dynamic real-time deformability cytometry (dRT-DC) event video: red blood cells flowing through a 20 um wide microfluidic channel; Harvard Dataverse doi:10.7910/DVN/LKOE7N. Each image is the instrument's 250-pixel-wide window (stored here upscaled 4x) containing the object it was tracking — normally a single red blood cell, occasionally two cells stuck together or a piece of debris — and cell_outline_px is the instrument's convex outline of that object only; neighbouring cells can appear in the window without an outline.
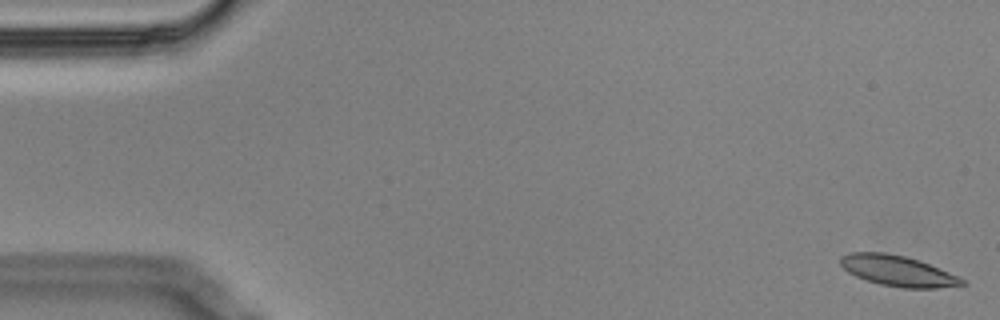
{"species": "Egyptian fruit bat (a non-hibernating species)", "species_latin": "Rousettus aegyptiacus", "temperature_condition": "cold", "stored_images_in_passage": 36, "camera_frame_rate_fps": 3000, "um_per_image_px": 0.085, "animal": {"sex": "male"}, "frame": {"image": 1, "passage_image": 1, "time_ms": 0.0, "image_size_px": [1000, 320], "cell_outline_px": [[964, 284], [936, 288], [900, 288], [880, 284], [856, 276], [848, 272], [840, 264], [840, 256], [852, 252], [884, 252], [904, 256], [920, 260], [948, 272], [964, 280]], "centroid_in_image_um": [76.26, 23.01], "position_along_channel_um": 8.7, "area_um2": 21.44}}
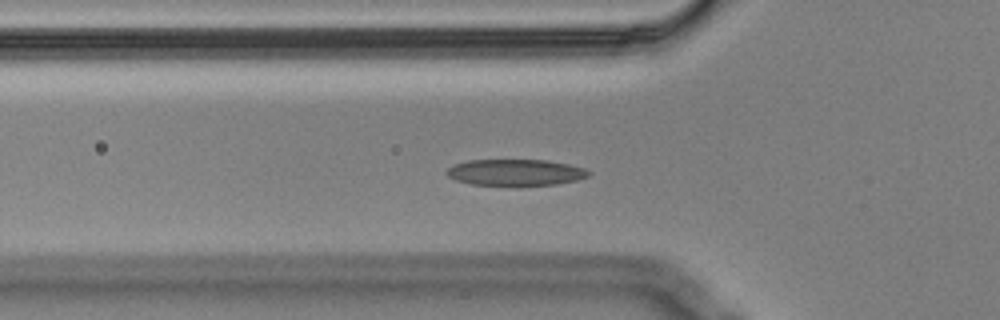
{"frame": {"image": 2, "passage_image": 19, "time_ms": 6.0, "image_size_px": [1000, 320], "cell_outline_px": [[592, 172], [588, 176], [576, 180], [556, 184], [516, 188], [472, 184], [456, 180], [448, 176], [444, 172], [452, 164], [468, 160], [548, 160], [568, 164], [584, 168]], "centroid_in_image_um": [43.79, 14.69], "position_along_channel_um": 82.0, "area_um2": 22.66}}
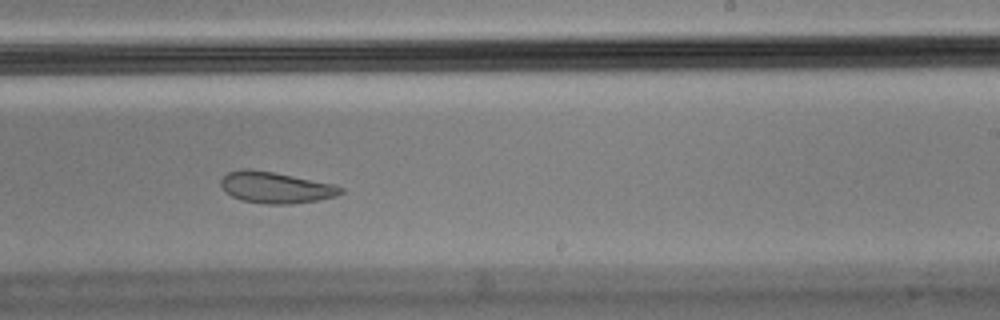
{"frame": {"image": 3, "passage_image": 35, "time_ms": 11.333, "image_size_px": [1000, 320], "cell_outline_px": [[344, 192], [336, 196], [320, 200], [292, 204], [264, 204], [240, 200], [224, 192], [220, 184], [220, 180], [228, 172], [244, 168], [248, 168], [272, 172], [332, 184], [344, 188]], "centroid_in_image_um": [23.4, 15.95], "position_along_channel_um": 265.6, "area_um2": 21.91}}